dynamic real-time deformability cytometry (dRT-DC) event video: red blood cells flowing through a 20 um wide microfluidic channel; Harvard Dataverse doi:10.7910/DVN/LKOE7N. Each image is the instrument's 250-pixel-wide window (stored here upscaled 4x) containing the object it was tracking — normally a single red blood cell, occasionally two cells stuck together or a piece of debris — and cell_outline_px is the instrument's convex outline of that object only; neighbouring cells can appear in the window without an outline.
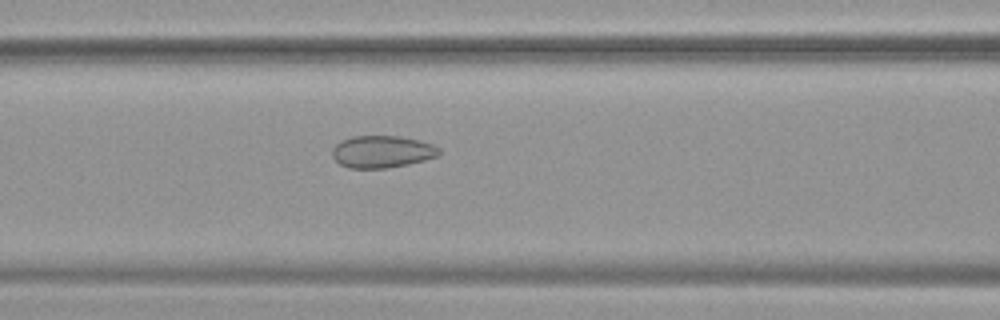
{"species": "common noctule bat (a hibernating species)", "species_latin": "Nyctalus noctula", "temperature_condition": "warm", "stored_images_in_passage": 41, "camera_frame_rate_fps": 3000, "um_per_image_px": 0.085, "animal": {"sex": "female", "body_mass_g": 19.9}, "frame": {"image": 1, "passage_image": 10, "time_ms": 3.0, "image_size_px": [1000, 320], "cell_outline_px": [[440, 152], [436, 156], [424, 160], [408, 164], [384, 168], [348, 168], [340, 164], [332, 156], [332, 148], [340, 140], [352, 136], [400, 136], [420, 140], [432, 144], [440, 148]], "centroid_in_image_um": [32.45, 12.88], "position_along_channel_um": 134.1, "area_um2": 20.06}}
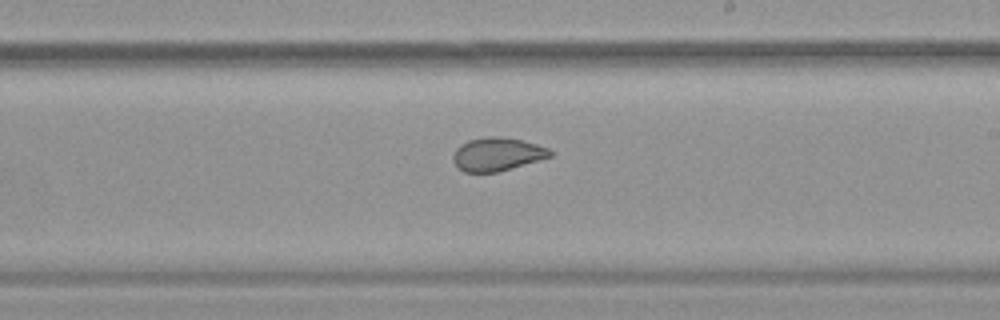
{"frame": {"image": 2, "passage_image": 19, "time_ms": 6.0, "image_size_px": [1000, 320], "cell_outline_px": [[552, 156], [496, 172], [464, 172], [456, 168], [452, 160], [452, 156], [456, 148], [460, 144], [468, 140], [492, 136], [496, 136], [520, 140], [536, 144], [548, 148], [552, 152]], "centroid_in_image_um": [42.19, 13.11], "position_along_channel_um": 246.8, "area_um2": 18.67}}
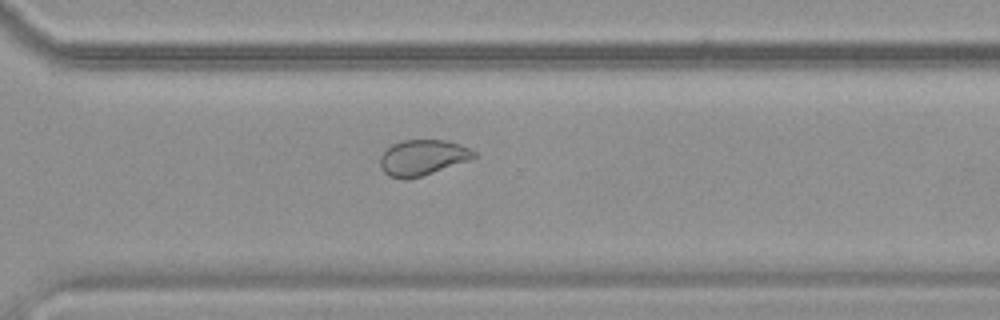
{"frame": {"image": 3, "passage_image": 26, "time_ms": 8.333, "image_size_px": [1000, 320], "cell_outline_px": [[476, 156], [472, 160], [408, 180], [404, 180], [388, 176], [380, 168], [380, 156], [392, 144], [404, 140], [448, 140], [460, 144], [476, 152]], "centroid_in_image_um": [35.92, 13.4], "position_along_channel_um": 334.7, "area_um2": 19.65}, "authors_computed_cell_mechanics": {"area_um2": 20.808, "velocity_mm_per_s": 3.7645, "shape_relaxation_time_tau1_ms": null, "shape_relaxation_time_tau2_ms": 0.7927, "deformation_change_tau1": null, "deformation_change_tau2": 0.0491}}